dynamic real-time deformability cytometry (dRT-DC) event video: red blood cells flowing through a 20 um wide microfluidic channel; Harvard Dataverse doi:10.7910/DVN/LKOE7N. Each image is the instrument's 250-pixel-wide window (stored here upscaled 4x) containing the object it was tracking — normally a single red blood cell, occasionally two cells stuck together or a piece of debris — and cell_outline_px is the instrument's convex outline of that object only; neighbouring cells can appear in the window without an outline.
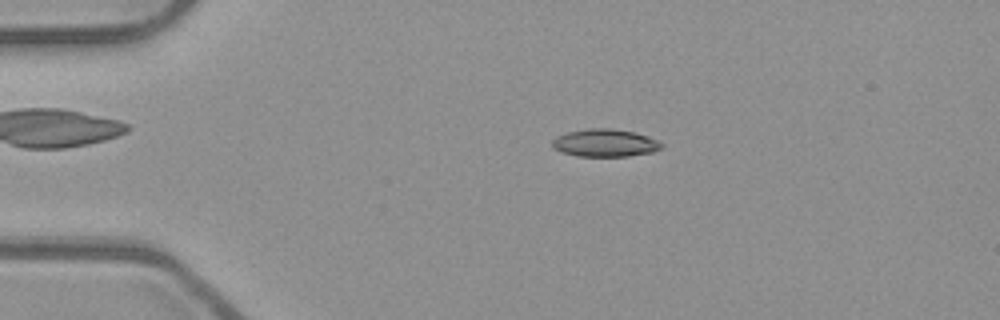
{"species": "common noctule bat (a hibernating species)", "species_latin": "Nyctalus noctula", "temperature_condition": "room temperature", "stored_images_in_passage": 52, "camera_frame_rate_fps": 3000, "um_per_image_px": 0.085, "animal": {"sex": "male", "body_mass_g": 23.1, "forearm_length_mm": 52.7}, "frame": {"image": 1, "passage_image": 11, "time_ms": 3.333, "image_size_px": [1000, 320], "cell_outline_px": [[664, 148], [652, 152], [628, 156], [576, 156], [560, 152], [552, 148], [552, 140], [556, 136], [568, 132], [588, 128], [612, 128], [636, 132], [648, 136], [664, 144]], "centroid_in_image_um": [51.42, 12.15], "position_along_channel_um": 33.6, "area_um2": 17.86}}
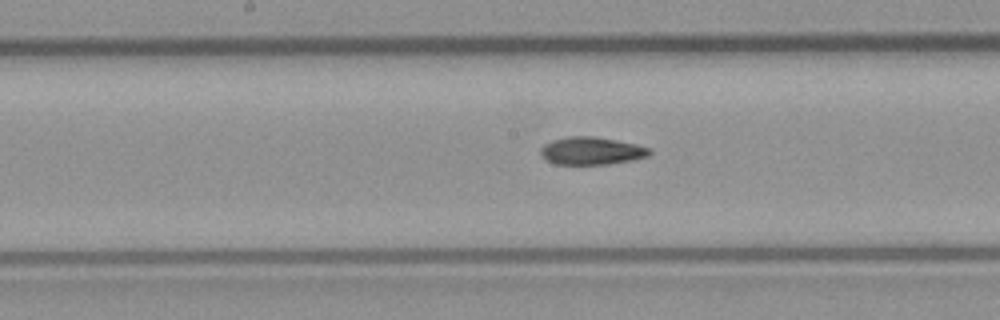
{"frame": {"image": 2, "passage_image": 27, "time_ms": 8.667, "image_size_px": [1000, 320], "cell_outline_px": [[652, 152], [648, 156], [632, 160], [608, 164], [556, 164], [544, 160], [540, 156], [540, 148], [544, 144], [552, 140], [564, 136], [592, 136], [616, 140], [636, 144], [652, 148]], "centroid_in_image_um": [50.25, 12.82], "position_along_channel_um": 198.0, "area_um2": 17.8}}
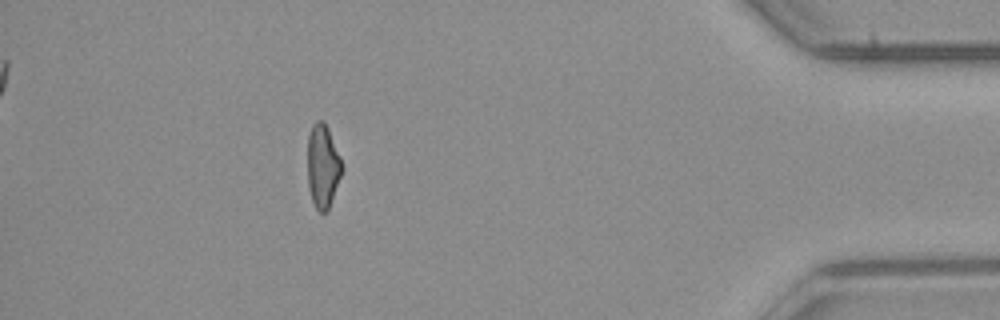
{"frame": {"image": 3, "passage_image": 47, "time_ms": 15.333, "image_size_px": [1000, 320], "cell_outline_px": [[344, 168], [328, 212], [320, 212], [316, 208], [312, 200], [308, 188], [308, 136], [312, 124], [316, 120], [324, 120], [328, 128], [340, 156]], "centroid_in_image_um": [27.45, 14.12], "position_along_channel_um": 407.8, "area_um2": 16.99}, "authors_computed_cell_mechanics": {"area_um2": 17.5134, "velocity_mm_per_s": 3.9534, "shape_relaxation_time_tau1_ms": 8.0753, "shape_relaxation_time_tau2_ms": 3.4738, "deformation_change_tau1": 0.2, "deformation_change_tau2": 0.1017}}